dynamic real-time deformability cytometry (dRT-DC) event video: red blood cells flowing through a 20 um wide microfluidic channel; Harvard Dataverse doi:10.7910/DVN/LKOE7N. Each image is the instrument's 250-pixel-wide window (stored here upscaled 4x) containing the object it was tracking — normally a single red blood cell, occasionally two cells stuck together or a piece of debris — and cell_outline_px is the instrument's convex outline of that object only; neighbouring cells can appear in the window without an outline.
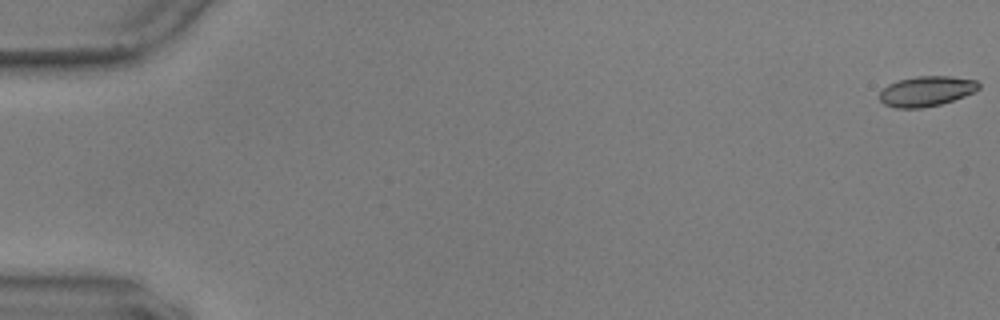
{"species": "common noctule bat (a hibernating species)", "species_latin": "Nyctalus noctula", "temperature_condition": "warm", "stored_images_in_passage": 8, "camera_frame_rate_fps": 3000, "um_per_image_px": 0.085, "animal": {"sex": "male", "body_mass_g": 17.9, "forearm_length_mm": 54.2}, "frame": {"image": 1, "passage_image": 1, "time_ms": 0.0, "image_size_px": [1000, 320], "cell_outline_px": [[980, 88], [976, 92], [940, 104], [924, 108], [896, 108], [884, 104], [880, 100], [880, 92], [888, 84], [896, 80], [916, 76], [952, 76], [976, 80], [980, 84]], "centroid_in_image_um": [78.76, 7.74], "position_along_channel_um": 6.2, "area_um2": 17.57}}